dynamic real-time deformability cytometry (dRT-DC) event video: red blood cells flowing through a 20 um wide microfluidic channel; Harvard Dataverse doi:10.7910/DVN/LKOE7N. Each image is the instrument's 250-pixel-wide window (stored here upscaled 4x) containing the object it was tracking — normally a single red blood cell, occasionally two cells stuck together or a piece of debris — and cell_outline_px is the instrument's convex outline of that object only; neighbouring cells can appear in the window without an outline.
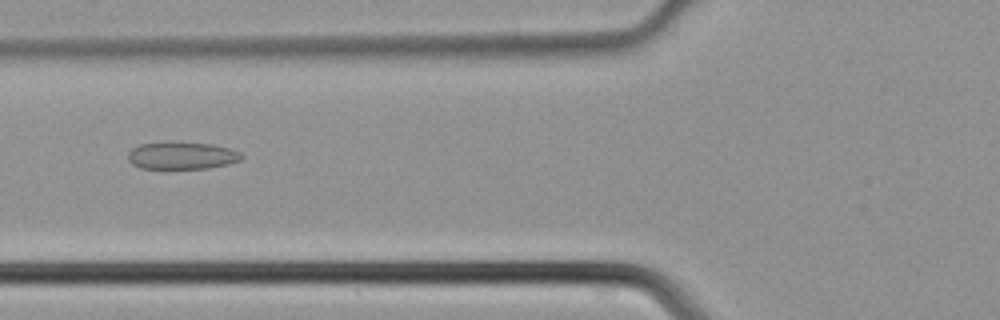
{"species": "common noctule bat (a hibernating species)", "species_latin": "Nyctalus noctula", "temperature_condition": "cold", "stored_images_in_passage": 34, "camera_frame_rate_fps": 3000, "um_per_image_px": 0.085, "animal": {"sex": "male", "body_mass_g": 21.5, "forearm_length_mm": 52.0}, "frame": {"image": 1, "passage_image": 6, "time_ms": 1.667, "image_size_px": [1000, 320], "cell_outline_px": [[244, 156], [240, 160], [228, 164], [208, 168], [140, 168], [132, 164], [128, 160], [128, 152], [132, 148], [140, 144], [172, 140], [212, 144], [228, 148], [240, 152]], "centroid_in_image_um": [15.43, 13.19], "position_along_channel_um": 110.4, "area_um2": 18.44}}
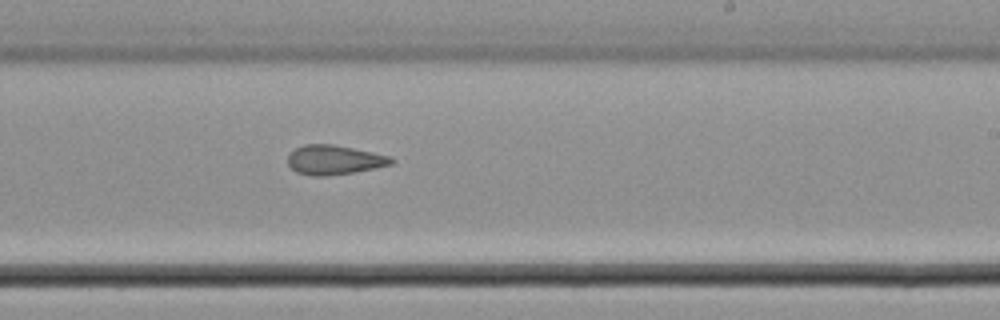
{"frame": {"image": 2, "passage_image": 16, "time_ms": 5.0, "image_size_px": [1000, 320], "cell_outline_px": [[396, 160], [392, 164], [352, 172], [328, 176], [312, 176], [296, 172], [288, 164], [288, 156], [296, 148], [304, 144], [332, 144], [392, 156]], "centroid_in_image_um": [28.41, 13.59], "position_along_channel_um": 260.6, "area_um2": 17.63}}
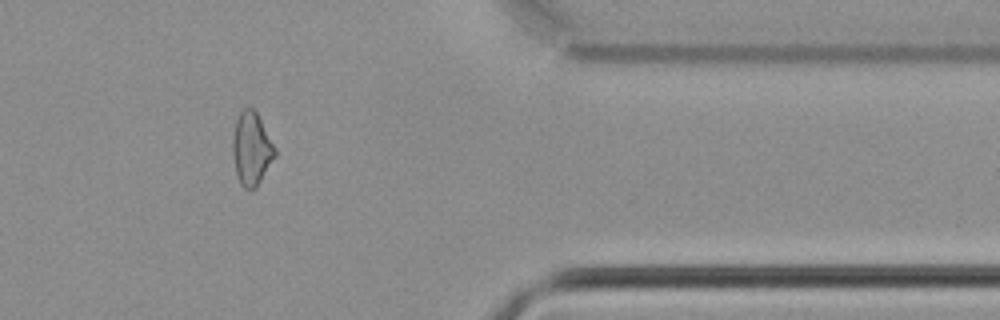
{"frame": {"image": 3, "passage_image": 26, "time_ms": 8.333, "image_size_px": [1000, 320], "cell_outline_px": [[276, 156], [256, 188], [244, 188], [240, 184], [236, 176], [232, 152], [232, 140], [236, 120], [240, 112], [244, 108], [252, 108], [256, 112], [276, 148]], "centroid_in_image_um": [21.37, 12.67], "position_along_channel_um": 390.0, "area_um2": 17.98}}